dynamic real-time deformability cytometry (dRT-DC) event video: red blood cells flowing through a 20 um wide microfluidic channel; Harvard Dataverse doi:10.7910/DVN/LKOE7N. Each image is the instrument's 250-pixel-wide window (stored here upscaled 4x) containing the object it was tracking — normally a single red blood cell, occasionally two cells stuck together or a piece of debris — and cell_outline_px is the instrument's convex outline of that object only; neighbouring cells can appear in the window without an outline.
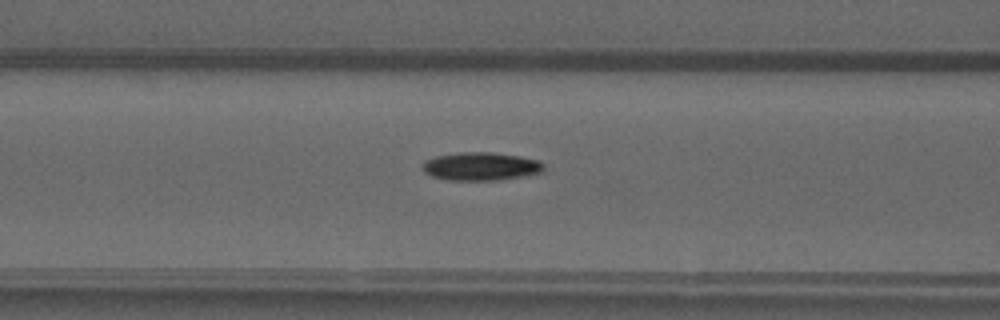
{"species": "common noctule bat (a hibernating species)", "species_latin": "Nyctalus noctula", "temperature_condition": "warm", "stored_images_in_passage": 38, "camera_frame_rate_fps": 3000, "um_per_image_px": 0.085, "animal": {"sex": "male", "forearm_length_mm": 52.5}, "frame": {"image": 1, "passage_image": 8, "time_ms": 2.333, "image_size_px": [1000, 320], "cell_outline_px": [[544, 168], [540, 172], [524, 176], [500, 180], [448, 180], [432, 176], [424, 172], [424, 160], [436, 156], [460, 152], [492, 152], [520, 156], [540, 160], [544, 164]], "centroid_in_image_um": [40.89, 14.14], "position_along_channel_um": 125.7, "area_um2": 19.94}}
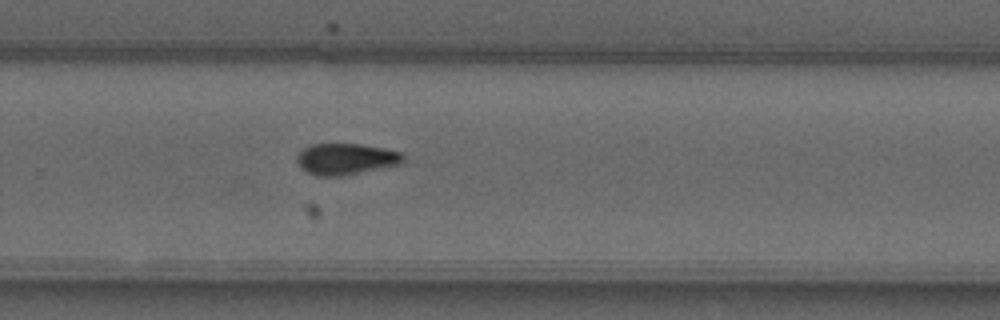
{"frame": {"image": 2, "passage_image": 21, "time_ms": 6.667, "image_size_px": [1000, 320], "cell_outline_px": [[404, 164], [344, 176], [316, 176], [308, 172], [296, 160], [296, 156], [300, 148], [312, 144], [360, 144], [384, 148], [400, 152], [404, 156]], "centroid_in_image_um": [29.43, 13.52], "position_along_channel_um": 300.4, "area_um2": 19.65}}
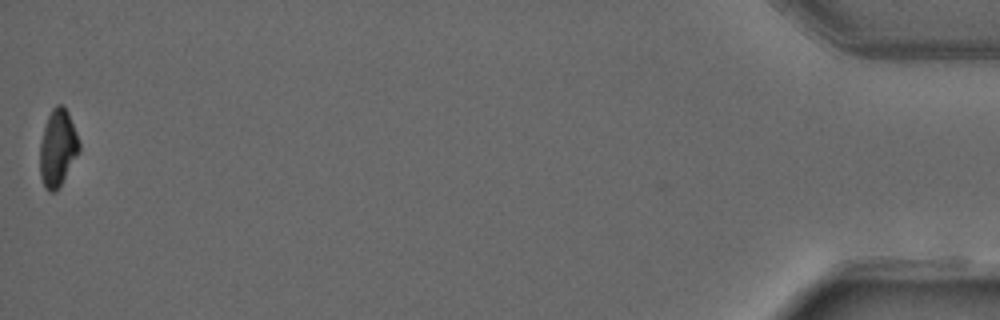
{"frame": {"image": 3, "passage_image": 38, "time_ms": 12.333, "image_size_px": [1000, 320], "cell_outline_px": [[80, 148], [60, 184], [52, 192], [48, 192], [44, 188], [40, 176], [40, 140], [48, 116], [52, 108], [56, 104], [64, 104], [68, 112], [76, 132], [80, 144]], "centroid_in_image_um": [4.88, 12.53], "position_along_channel_um": 430.3, "area_um2": 17.28}, "authors_computed_cell_mechanics": {"area_um2": 19.1607, "velocity_mm_per_s": 4.0433, "shape_relaxation_time_tau1_ms": 7.4438, "shape_relaxation_time_tau2_ms": 2.5275, "deformation_change_tau1": 0.2214, "deformation_change_tau2": 0.0632}}